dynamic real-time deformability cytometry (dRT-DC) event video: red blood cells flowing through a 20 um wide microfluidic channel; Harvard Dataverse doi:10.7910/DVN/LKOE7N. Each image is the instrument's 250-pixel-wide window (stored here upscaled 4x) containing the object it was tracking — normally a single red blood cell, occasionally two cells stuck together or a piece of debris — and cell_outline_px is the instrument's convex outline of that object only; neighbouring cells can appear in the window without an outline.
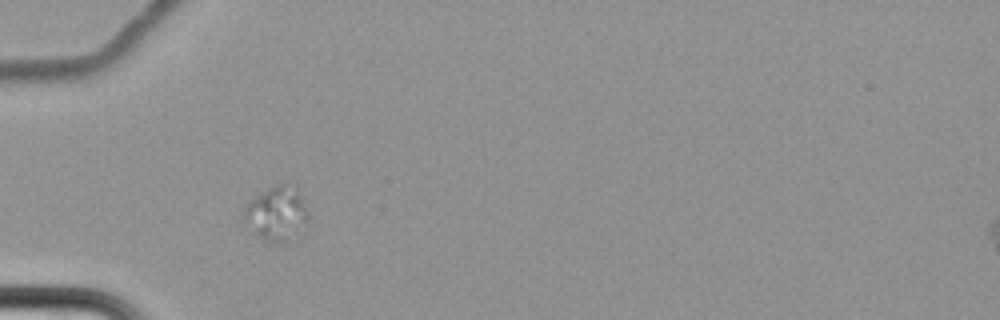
{"species": "common noctule bat (a hibernating species)", "species_latin": "Nyctalus noctula", "temperature_condition": "cold", "stored_images_in_passage": 4, "camera_frame_rate_fps": 3000, "um_per_image_px": 0.085, "animal": {"sex": "female", "body_mass_g": 22.7, "forearm_length_mm": 54.2}, "frame": {"image": 1, "passage_image": 4, "time_ms": 3.667, "image_size_px": [1000, 320], "cell_outline_px": [[308, 224], [304, 236], [296, 244], [280, 244], [256, 236], [240, 216], [248, 200], [260, 192], [280, 180], [296, 192], [300, 196], [308, 212]], "centroid_in_image_um": [23.55, 18.25], "position_along_channel_um": 61.5, "area_um2": 21.68}}